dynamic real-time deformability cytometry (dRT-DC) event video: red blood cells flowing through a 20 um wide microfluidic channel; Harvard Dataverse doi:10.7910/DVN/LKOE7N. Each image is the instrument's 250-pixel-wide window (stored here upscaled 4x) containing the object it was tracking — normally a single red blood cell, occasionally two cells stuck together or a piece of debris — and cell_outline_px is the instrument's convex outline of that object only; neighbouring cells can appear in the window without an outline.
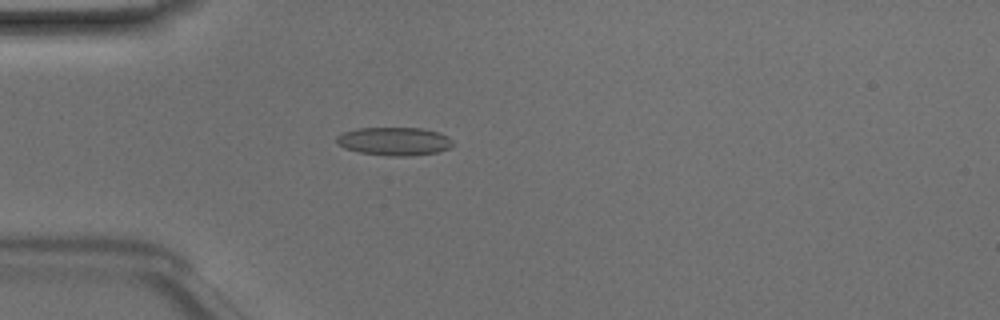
{"species": "Egyptian fruit bat (a non-hibernating species)", "species_latin": "Rousettus aegyptiacus", "temperature_condition": "room temperature", "stored_images_in_passage": 39, "camera_frame_rate_fps": 3000, "um_per_image_px": 0.085, "animal": {"sex": "male"}, "frame": {"image": 1, "passage_image": 4, "time_ms": 1.0, "image_size_px": [1000, 320], "cell_outline_px": [[452, 144], [448, 148], [436, 152], [408, 156], [388, 156], [360, 152], [344, 148], [336, 144], [336, 136], [340, 132], [356, 128], [424, 128], [440, 132], [448, 136], [452, 140]], "centroid_in_image_um": [33.46, 11.99], "position_along_channel_um": 51.5, "area_um2": 19.31}}
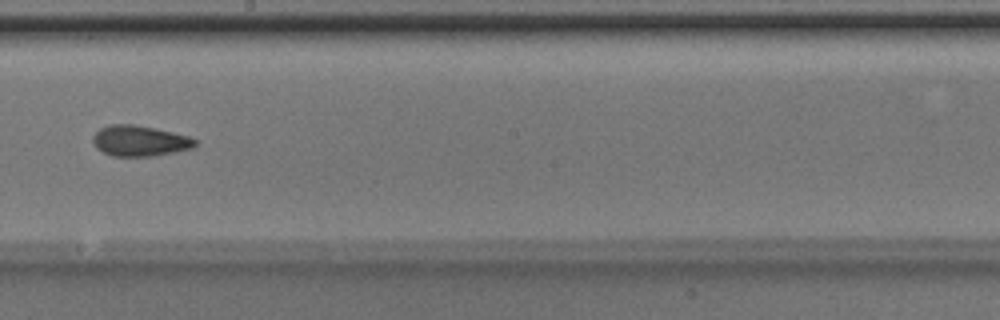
{"frame": {"image": 2, "passage_image": 18, "time_ms": 5.667, "image_size_px": [1000, 320], "cell_outline_px": [[196, 144], [192, 148], [176, 152], [152, 156], [112, 156], [96, 148], [92, 140], [92, 136], [100, 128], [108, 124], [132, 124], [156, 128], [188, 136], [196, 140]], "centroid_in_image_um": [11.85, 11.97], "position_along_channel_um": 236.3, "area_um2": 18.32}}
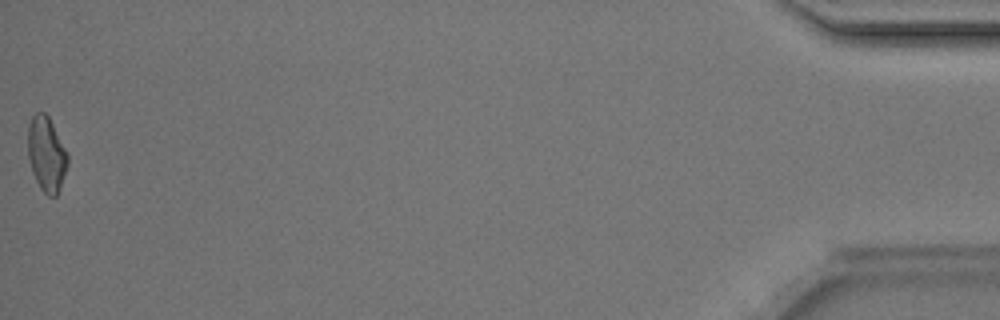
{"frame": {"image": 3, "passage_image": 39, "time_ms": 12.667, "image_size_px": [1000, 320], "cell_outline_px": [[68, 164], [56, 196], [48, 196], [40, 188], [32, 172], [28, 156], [28, 128], [32, 116], [36, 112], [44, 112], [48, 116], [68, 152]], "centroid_in_image_um": [3.95, 13.08], "position_along_channel_um": 431.3, "area_um2": 17.22}, "authors_computed_cell_mechanics": {"area_um2": 17.918, "velocity_mm_per_s": 4.1881, "shape_relaxation_time_tau1_ms": 8.7802, "shape_relaxation_time_tau2_ms": 3.105, "deformation_change_tau1": 0.1548, "deformation_change_tau2": 0.0947}}